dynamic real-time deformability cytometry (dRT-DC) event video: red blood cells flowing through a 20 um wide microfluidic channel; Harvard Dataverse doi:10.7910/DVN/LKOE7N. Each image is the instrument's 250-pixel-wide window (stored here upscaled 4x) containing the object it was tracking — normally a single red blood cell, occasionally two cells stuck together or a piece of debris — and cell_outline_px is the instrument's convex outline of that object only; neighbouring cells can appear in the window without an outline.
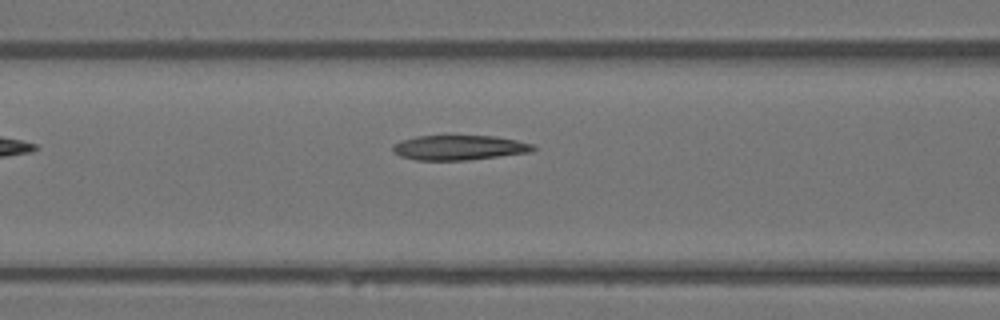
{"species": "Egyptian fruit bat (a non-hibernating species)", "species_latin": "Rousettus aegyptiacus", "temperature_condition": "warm", "stored_images_in_passage": 4, "camera_frame_rate_fps": 3000, "um_per_image_px": 0.085, "animal": {"sex": "female"}, "frame": {"image": 1, "passage_image": 4, "time_ms": 1.0, "image_size_px": [1000, 320], "cell_outline_px": [[536, 148], [528, 152], [468, 160], [416, 160], [400, 156], [392, 148], [392, 144], [400, 140], [416, 136], [496, 136], [516, 140], [532, 144]], "centroid_in_image_um": [38.98, 12.54], "position_along_channel_um": 127.6, "area_um2": 20.11}}